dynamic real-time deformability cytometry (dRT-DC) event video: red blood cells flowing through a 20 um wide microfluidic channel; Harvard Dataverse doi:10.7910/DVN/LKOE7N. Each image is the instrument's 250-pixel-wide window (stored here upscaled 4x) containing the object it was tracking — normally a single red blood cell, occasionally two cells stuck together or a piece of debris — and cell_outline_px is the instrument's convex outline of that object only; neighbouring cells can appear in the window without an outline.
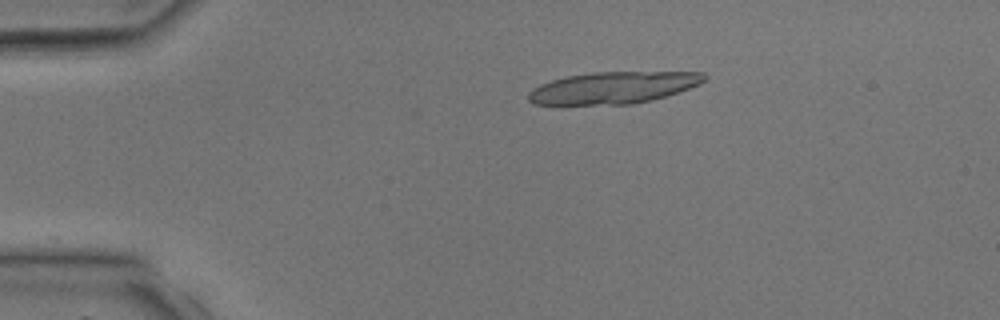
{"species": "common noctule bat (a hibernating species)", "species_latin": "Nyctalus noctula", "temperature_condition": "room temperature", "stored_images_in_passage": 5, "segment_of_instrument_passage": [2, 2], "camera_frame_rate_fps": 3000, "um_per_image_px": 0.085, "animal": {"sex": "male", "body_mass_g": 17.9, "forearm_length_mm": 54.2}, "frame": {"image": 1, "passage_image": 5, "time_ms": 6.0, "image_size_px": [1000, 320], "cell_outline_px": [[708, 76], [700, 84], [652, 100], [632, 104], [564, 108], [532, 104], [528, 100], [528, 92], [532, 88], [540, 84], [552, 80], [568, 76], [592, 72], [704, 72]], "centroid_in_image_um": [51.97, 7.51], "position_along_channel_um": 33.0, "area_um2": 33.87}}